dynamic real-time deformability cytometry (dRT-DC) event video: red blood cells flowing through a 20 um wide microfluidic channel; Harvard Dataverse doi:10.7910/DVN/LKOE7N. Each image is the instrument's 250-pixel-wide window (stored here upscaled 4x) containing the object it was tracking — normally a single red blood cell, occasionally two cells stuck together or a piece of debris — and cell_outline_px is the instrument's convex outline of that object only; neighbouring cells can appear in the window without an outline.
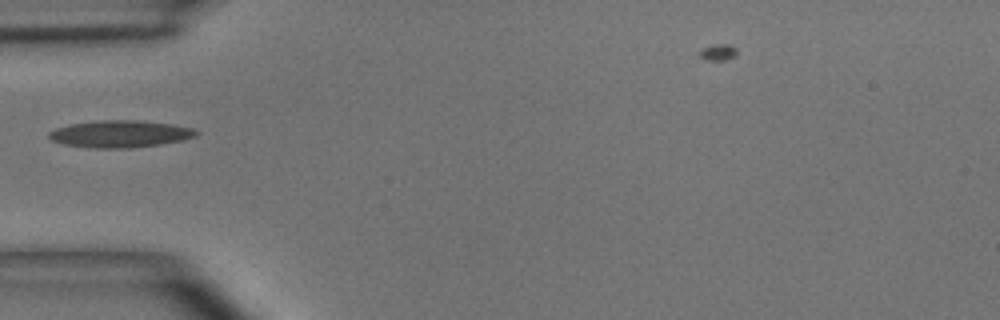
{"species": "common noctule bat (a hibernating species)", "species_latin": "Nyctalus noctula", "temperature_condition": "room temperature", "stored_images_in_passage": 3, "camera_frame_rate_fps": 3000, "um_per_image_px": 0.085, "animal": {"sex": "male", "body_mass_g": 15.6}, "frame": {"image": 1, "passage_image": 3, "time_ms": 2.333, "image_size_px": [1000, 320], "cell_outline_px": [[200, 132], [196, 136], [184, 140], [160, 144], [132, 148], [96, 148], [64, 144], [52, 140], [48, 136], [48, 132], [56, 128], [68, 124], [100, 120], [136, 120], [172, 124], [192, 128]], "centroid_in_image_um": [10.22, 11.38], "position_along_channel_um": 74.8, "area_um2": 23.24}}